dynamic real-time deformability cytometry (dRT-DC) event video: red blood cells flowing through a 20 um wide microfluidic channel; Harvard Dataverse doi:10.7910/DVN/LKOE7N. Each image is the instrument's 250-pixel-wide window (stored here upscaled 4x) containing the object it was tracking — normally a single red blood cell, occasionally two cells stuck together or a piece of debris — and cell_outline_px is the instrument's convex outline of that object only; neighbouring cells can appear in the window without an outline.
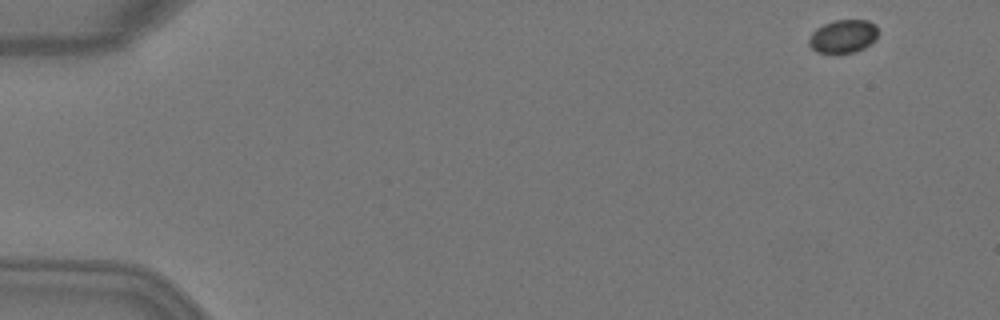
{"species": "Egyptian fruit bat (a non-hibernating species)", "species_latin": "Rousettus aegyptiacus", "temperature_condition": "warm", "stored_images_in_passage": 5, "camera_frame_rate_fps": 3000, "um_per_image_px": 0.085, "animal": {"sex": "female"}, "frame": {"image": 1, "passage_image": 1, "time_ms": 0.0, "image_size_px": [1000, 320], "cell_outline_px": [[876, 40], [864, 48], [856, 52], [816, 52], [808, 44], [808, 40], [812, 32], [816, 28], [824, 24], [836, 20], [868, 20], [876, 24]], "centroid_in_image_um": [71.66, 3.08], "position_along_channel_um": 13.3, "area_um2": 13.29}}